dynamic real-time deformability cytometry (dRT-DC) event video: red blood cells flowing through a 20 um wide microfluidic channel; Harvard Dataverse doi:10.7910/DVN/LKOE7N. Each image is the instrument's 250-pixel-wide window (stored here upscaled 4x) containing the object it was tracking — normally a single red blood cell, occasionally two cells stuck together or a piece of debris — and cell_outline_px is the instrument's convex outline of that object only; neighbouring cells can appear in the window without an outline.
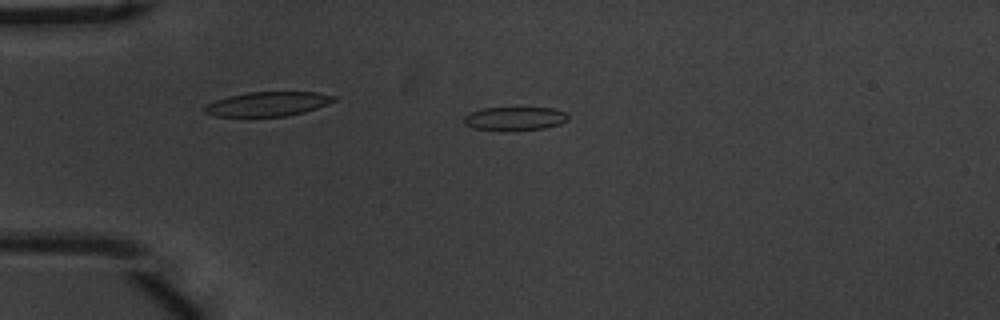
{"species": "common noctule bat (a hibernating species)", "species_latin": "Nyctalus noctula", "temperature_condition": "warm", "stored_images_in_passage": 53, "camera_frame_rate_fps": 3000, "um_per_image_px": 0.085, "animal": {"sex": "male", "body_mass_g": 20.1, "forearm_length_mm": 53.5}, "frame": {"image": 1, "passage_image": 12, "time_ms": 3.667, "image_size_px": [1000, 320], "cell_outline_px": [[568, 120], [560, 124], [544, 128], [504, 132], [476, 128], [464, 124], [464, 116], [468, 112], [484, 108], [552, 108], [564, 112], [568, 116]], "centroid_in_image_um": [43.72, 10.1], "position_along_channel_um": 41.3, "area_um2": 14.51}}
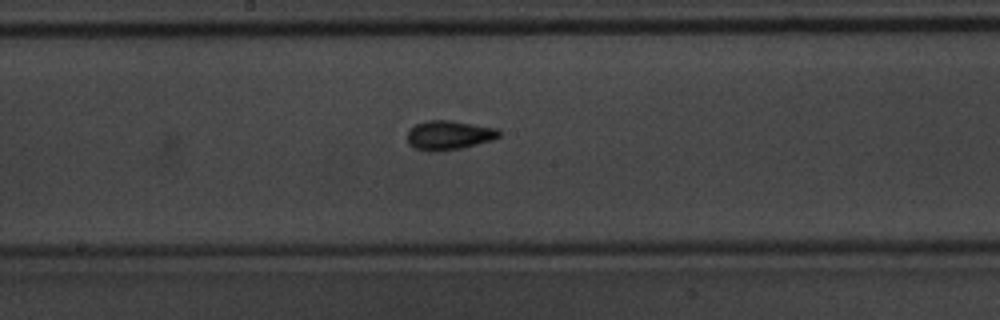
{"frame": {"image": 2, "passage_image": 28, "time_ms": 9.0, "image_size_px": [1000, 320], "cell_outline_px": [[500, 136], [492, 140], [460, 148], [440, 152], [428, 152], [416, 148], [408, 144], [408, 128], [416, 124], [428, 120], [448, 120], [496, 128], [500, 132]], "centroid_in_image_um": [38.12, 11.5], "position_along_channel_um": 210.1, "area_um2": 15.61}}
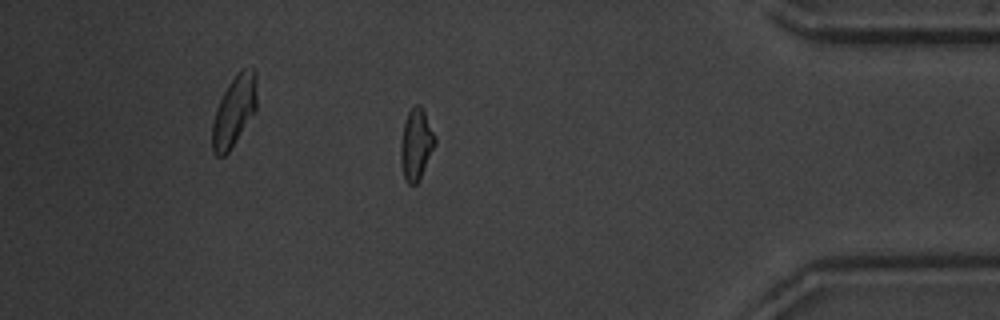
{"frame": {"image": 3, "passage_image": 46, "time_ms": 15.0, "image_size_px": [1000, 320], "cell_outline_px": [[436, 144], [420, 180], [416, 184], [408, 184], [404, 180], [400, 160], [400, 144], [404, 120], [408, 112], [416, 104], [420, 104], [436, 136]], "centroid_in_image_um": [35.37, 12.3], "position_along_channel_um": 399.8, "area_um2": 14.51}, "authors_computed_cell_mechanics": {"area_um2": 14.3922, "velocity_mm_per_s": 3.7042, "shape_relaxation_time_tau1_ms": 3.6643, "shape_relaxation_time_tau2_ms": 2.3707, "deformation_change_tau1": 0.1084, "deformation_change_tau2": 0.0719}}